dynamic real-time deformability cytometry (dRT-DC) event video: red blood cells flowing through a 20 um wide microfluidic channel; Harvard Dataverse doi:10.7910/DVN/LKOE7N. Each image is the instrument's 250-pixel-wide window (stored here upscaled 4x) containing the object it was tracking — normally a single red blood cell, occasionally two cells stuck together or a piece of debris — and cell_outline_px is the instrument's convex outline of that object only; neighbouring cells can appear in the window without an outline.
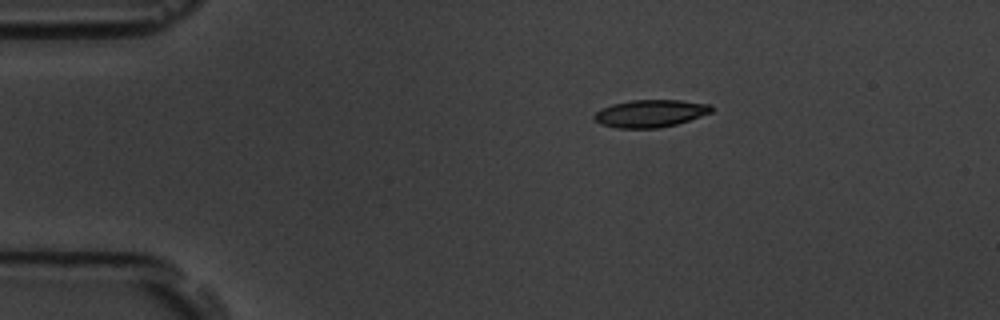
{"species": "common noctule bat (a hibernating species)", "species_latin": "Nyctalus noctula", "temperature_condition": "room temperature", "stored_images_in_passage": 4, "camera_frame_rate_fps": 3000, "um_per_image_px": 0.085, "animal": {"sex": "male", "body_mass_g": 19.5, "forearm_length_mm": 54.6}, "frame": {"image": 1, "passage_image": 1, "time_ms": 0.0, "image_size_px": [1000, 320], "cell_outline_px": [[712, 112], [676, 124], [656, 128], [616, 128], [600, 124], [592, 116], [600, 108], [612, 104], [632, 100], [680, 100], [708, 104], [712, 108]], "centroid_in_image_um": [55.23, 9.64], "position_along_channel_um": 29.8, "area_um2": 18.61}}
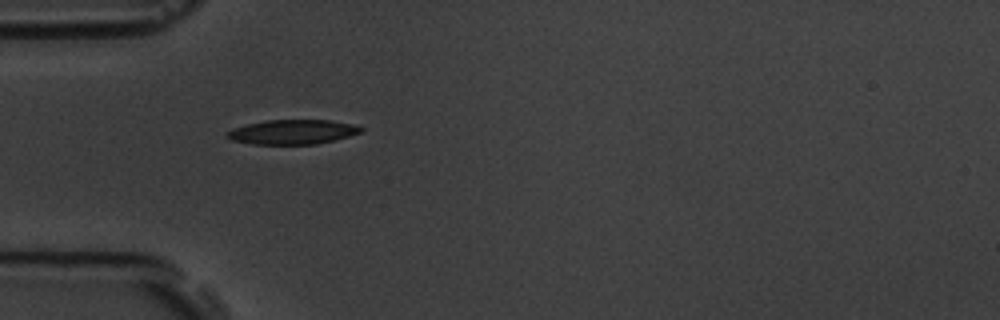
{"frame": {"image": 2, "passage_image": 3, "time_ms": 2.333, "image_size_px": [1000, 320], "cell_outline_px": [[364, 132], [316, 144], [252, 144], [232, 140], [224, 136], [232, 128], [248, 124], [268, 120], [328, 120], [352, 124], [364, 128]], "centroid_in_image_um": [24.86, 11.21], "position_along_channel_um": 60.1, "area_um2": 19.02}}
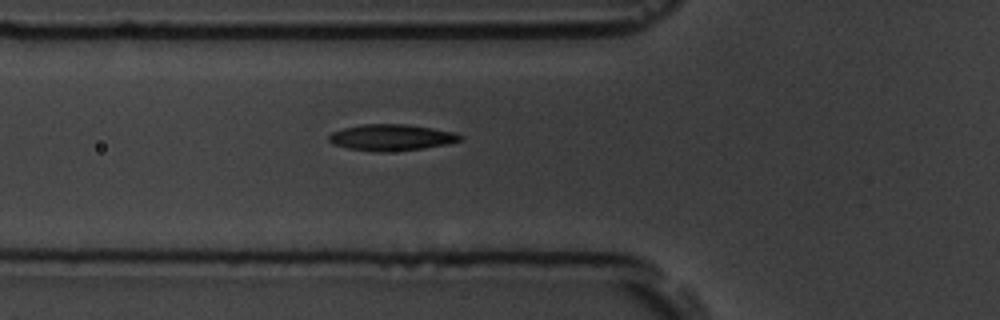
{"frame": {"image": 3, "passage_image": 4, "time_ms": 3.333, "image_size_px": [1000, 320], "cell_outline_px": [[464, 136], [460, 140], [448, 144], [420, 148], [388, 152], [372, 152], [348, 148], [336, 144], [328, 140], [328, 136], [332, 132], [344, 128], [364, 124], [408, 124], [456, 132]], "centroid_in_image_um": [33.29, 11.68], "position_along_channel_um": 92.5, "area_um2": 20.06}}